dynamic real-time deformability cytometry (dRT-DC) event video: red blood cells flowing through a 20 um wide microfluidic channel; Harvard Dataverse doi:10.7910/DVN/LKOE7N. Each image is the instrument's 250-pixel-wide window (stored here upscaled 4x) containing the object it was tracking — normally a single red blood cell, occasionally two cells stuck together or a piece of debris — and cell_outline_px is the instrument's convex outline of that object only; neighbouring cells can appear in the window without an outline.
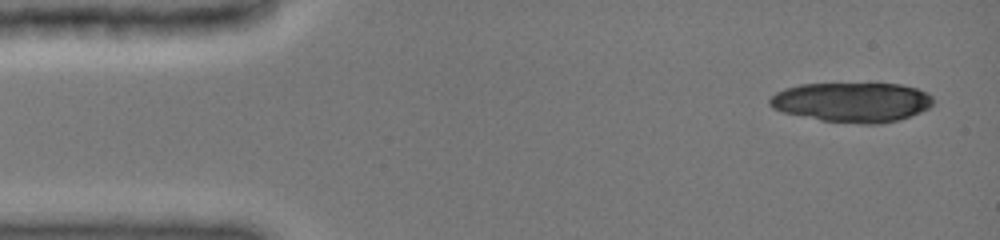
{"species": "common noctule bat (a hibernating species)", "species_latin": "Nyctalus noctula", "temperature_condition": "cold", "stored_images_in_passage": 8, "camera_frame_rate_fps": 3000, "um_per_image_px": 0.085, "animal": {"sex": "female", "body_mass_g": 19.0, "forearm_length_mm": 51.5}, "frame": {"image": 1, "passage_image": 3, "time_ms": 0.333, "image_size_px": [1000, 240], "cell_outline_px": [[932, 104], [928, 108], [920, 112], [896, 120], [880, 124], [860, 124], [820, 120], [784, 112], [772, 108], [768, 104], [768, 100], [776, 92], [784, 88], [800, 84], [900, 84], [916, 88], [932, 96]], "centroid_in_image_um": [72.39, 8.69], "position_along_channel_um": 12.6, "area_um2": 37.63}}